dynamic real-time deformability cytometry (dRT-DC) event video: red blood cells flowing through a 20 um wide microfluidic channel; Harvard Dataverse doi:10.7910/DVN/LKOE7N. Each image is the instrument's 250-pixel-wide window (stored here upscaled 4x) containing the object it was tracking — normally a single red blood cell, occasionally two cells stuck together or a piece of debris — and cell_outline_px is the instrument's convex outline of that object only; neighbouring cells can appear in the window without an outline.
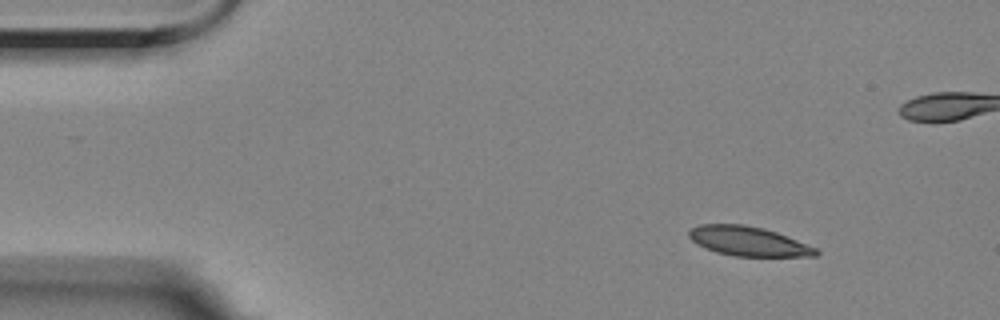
{"species": "Egyptian fruit bat (a non-hibernating species)", "species_latin": "Rousettus aegyptiacus", "temperature_condition": "room temperature", "stored_images_in_passage": 14, "camera_frame_rate_fps": 3000, "um_per_image_px": 0.085, "animal": {"sex": "female"}, "frame": {"image": 1, "passage_image": 1, "time_ms": 0.0, "image_size_px": [1000, 320], "cell_outline_px": [[820, 252], [816, 256], [736, 256], [716, 252], [696, 244], [688, 236], [688, 232], [692, 228], [700, 224], [744, 224], [764, 228], [776, 232], [816, 248]], "centroid_in_image_um": [63.58, 20.5], "position_along_channel_um": 21.4, "area_um2": 21.62}}
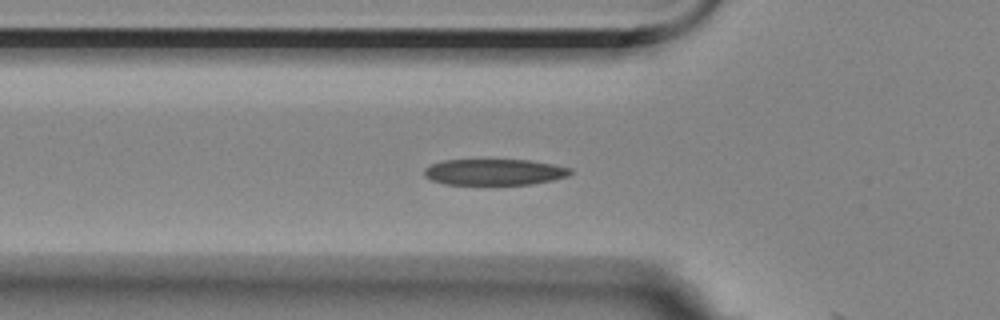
{"frame": {"image": 2, "passage_image": 13, "time_ms": 4.0, "image_size_px": [1000, 320], "cell_outline_px": [[572, 172], [568, 176], [552, 180], [532, 184], [444, 184], [432, 180], [424, 176], [424, 168], [432, 164], [444, 160], [532, 160], [572, 168]], "centroid_in_image_um": [42.03, 14.62], "position_along_channel_um": 83.8, "area_um2": 22.2}}